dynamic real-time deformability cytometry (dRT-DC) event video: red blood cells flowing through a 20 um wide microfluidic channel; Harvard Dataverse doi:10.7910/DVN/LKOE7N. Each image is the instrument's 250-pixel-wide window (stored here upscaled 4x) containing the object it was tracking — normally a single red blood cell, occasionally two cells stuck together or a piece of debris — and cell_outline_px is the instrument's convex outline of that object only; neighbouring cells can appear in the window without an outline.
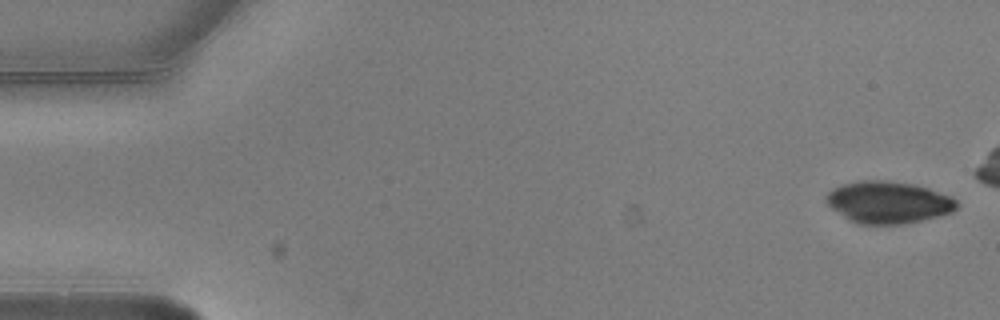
{"species": "common noctule bat (a hibernating species)", "species_latin": "Nyctalus noctula", "temperature_condition": "warm", "stored_images_in_passage": 5, "camera_frame_rate_fps": 3000, "um_per_image_px": 0.085, "animal": {"sex": "male", "body_mass_g": 20.5, "forearm_length_mm": 52.5}, "frame": {"image": 1, "passage_image": 1, "time_ms": 0.0, "image_size_px": [1000, 320], "cell_outline_px": [[960, 204], [952, 212], [940, 216], [924, 220], [904, 224], [856, 224], [848, 220], [832, 208], [824, 200], [824, 196], [832, 188], [844, 184], [860, 180], [884, 180], [916, 184], [952, 196]], "centroid_in_image_um": [75.51, 17.2], "position_along_channel_um": 9.5, "area_um2": 32.37}}